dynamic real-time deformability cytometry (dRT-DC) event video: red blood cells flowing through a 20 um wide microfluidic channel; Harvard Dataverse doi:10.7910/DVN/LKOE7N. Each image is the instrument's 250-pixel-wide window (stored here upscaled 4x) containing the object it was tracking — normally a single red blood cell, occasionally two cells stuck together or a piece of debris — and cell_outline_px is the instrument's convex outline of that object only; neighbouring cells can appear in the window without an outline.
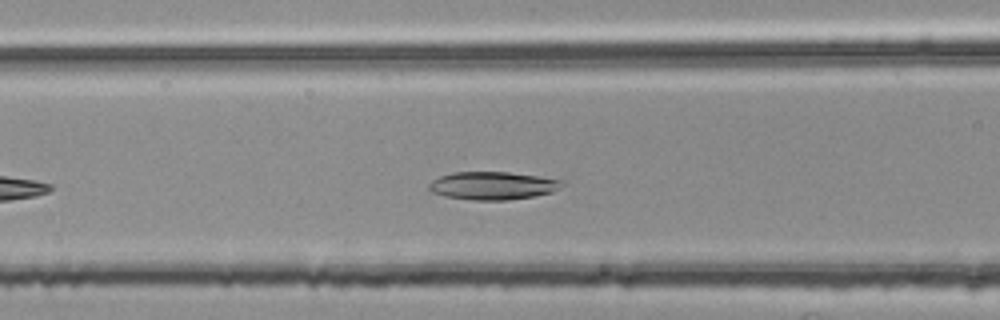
{"species": "common noctule bat (a hibernating species)", "species_latin": "Nyctalus noctula", "temperature_condition": "room temperature", "stored_images_in_passage": 24, "camera_frame_rate_fps": 3000, "um_per_image_px": 0.085, "animal": {"sex": "female", "body_mass_g": 25.1}, "frame": {"image": 1, "passage_image": 10, "time_ms": 3.0, "image_size_px": [1000, 320], "cell_outline_px": [[564, 184], [552, 192], [532, 196], [508, 200], [472, 200], [444, 196], [432, 192], [428, 188], [428, 184], [432, 180], [440, 176], [452, 172], [508, 172], [564, 180]], "centroid_in_image_um": [41.85, 15.78], "position_along_channel_um": 124.8, "area_um2": 21.62}}
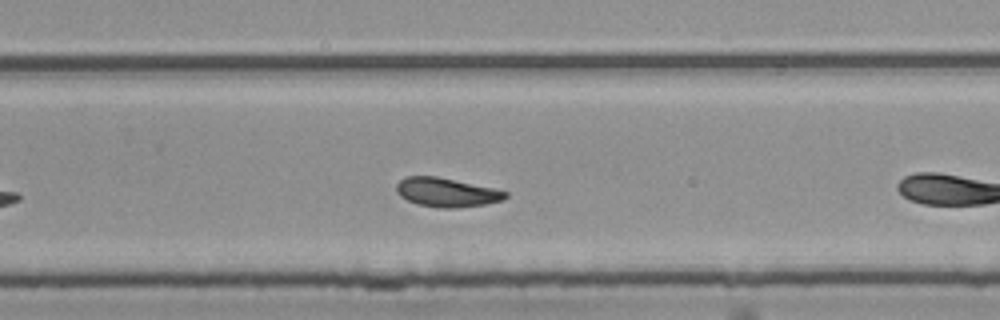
{"frame": {"image": 2, "passage_image": 20, "time_ms": 6.333, "image_size_px": [1000, 320], "cell_outline_px": [[508, 196], [504, 200], [484, 204], [456, 208], [436, 208], [416, 204], [400, 196], [396, 192], [396, 184], [404, 176], [436, 176], [492, 188], [508, 192]], "centroid_in_image_um": [37.92, 16.36], "position_along_channel_um": 291.9, "area_um2": 18.44}}
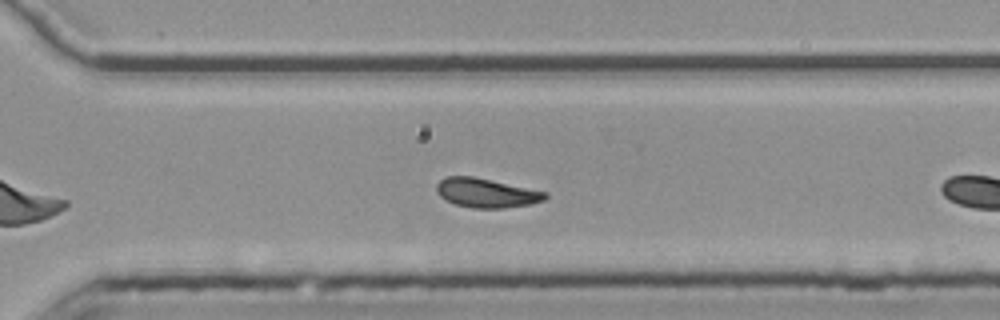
{"frame": {"image": 3, "passage_image": 23, "time_ms": 7.333, "image_size_px": [1000, 320], "cell_outline_px": [[548, 196], [544, 200], [532, 204], [504, 208], [472, 208], [456, 204], [440, 196], [436, 192], [436, 184], [440, 180], [448, 176], [472, 176], [548, 192]], "centroid_in_image_um": [41.35, 16.4], "position_along_channel_um": 329.2, "area_um2": 18.44}}